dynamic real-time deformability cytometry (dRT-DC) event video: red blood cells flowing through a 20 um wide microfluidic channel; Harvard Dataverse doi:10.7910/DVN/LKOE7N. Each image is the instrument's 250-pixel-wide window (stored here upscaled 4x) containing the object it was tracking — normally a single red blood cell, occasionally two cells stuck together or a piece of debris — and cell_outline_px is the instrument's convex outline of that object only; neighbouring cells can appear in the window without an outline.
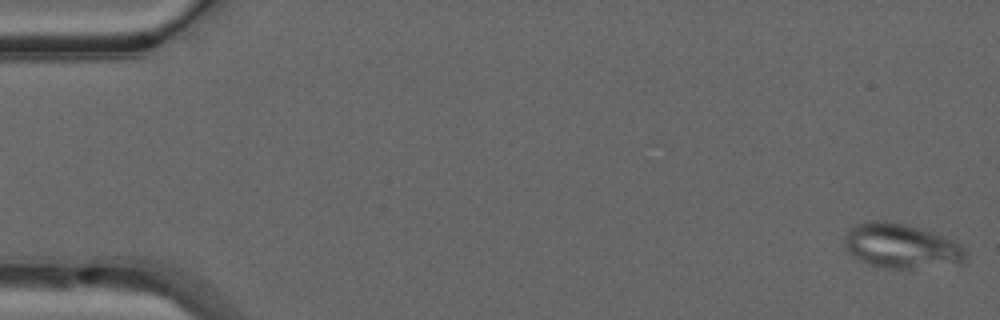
{"species": "common noctule bat (a hibernating species)", "species_latin": "Nyctalus noctula", "temperature_condition": "warm", "stored_images_in_passage": 16, "camera_frame_rate_fps": 3000, "um_per_image_px": 0.085, "animal": {"sex": "male", "forearm_length_mm": 52.5}, "frame": {"image": 1, "passage_image": 1, "time_ms": 0.0, "image_size_px": [1000, 320], "cell_outline_px": [[968, 260], [960, 264], [908, 268], [884, 268], [872, 264], [848, 252], [844, 248], [844, 236], [848, 228], [856, 224], [872, 220], [880, 220], [904, 224], [932, 232], [944, 236], [960, 244], [968, 252]], "centroid_in_image_um": [76.64, 20.9], "position_along_channel_um": 8.4, "area_um2": 31.44}}